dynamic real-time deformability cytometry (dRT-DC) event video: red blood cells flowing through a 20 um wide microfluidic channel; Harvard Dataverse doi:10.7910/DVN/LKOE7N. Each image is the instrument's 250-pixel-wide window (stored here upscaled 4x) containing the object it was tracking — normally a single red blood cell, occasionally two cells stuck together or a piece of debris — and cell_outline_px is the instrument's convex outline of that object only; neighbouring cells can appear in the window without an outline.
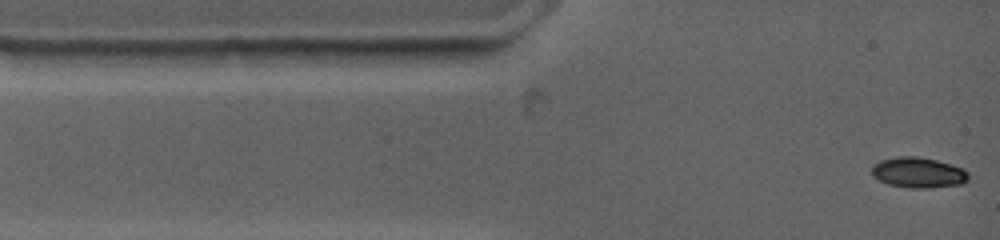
{"species": "common noctule bat (a hibernating species)", "species_latin": "Nyctalus noctula", "temperature_condition": "warm", "stored_images_in_passage": 3, "camera_frame_rate_fps": 4500, "um_per_image_px": 0.085, "animal": {"sex": "female", "body_mass_g": 19.0, "forearm_length_mm": 53.3}, "frame": {"image": 1, "passage_image": 1, "time_ms": 0.0, "image_size_px": [1000, 240], "cell_outline_px": [[968, 180], [960, 184], [932, 188], [908, 188], [888, 184], [872, 176], [872, 164], [880, 160], [900, 156], [916, 156], [936, 160], [964, 168], [968, 172]], "centroid_in_image_um": [78.05, 14.67], "position_along_channel_um": 7.0, "area_um2": 17.28}}
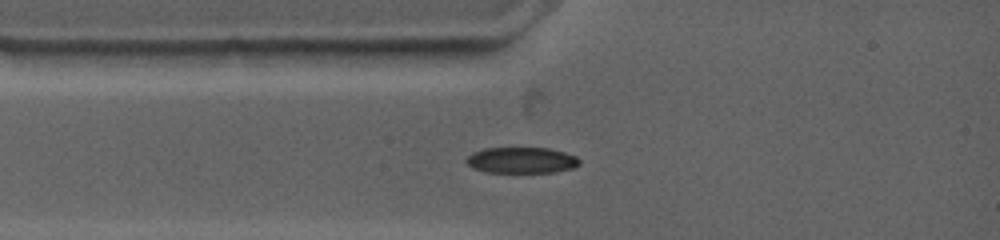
{"frame": {"image": 2, "passage_image": 3, "time_ms": 2.0, "image_size_px": [1000, 240], "cell_outline_px": [[580, 164], [572, 168], [556, 172], [484, 172], [472, 168], [464, 160], [472, 152], [484, 148], [548, 148], [564, 152], [576, 156], [580, 160]], "centroid_in_image_um": [44.31, 13.62], "position_along_channel_um": 40.7, "area_um2": 17.22}}